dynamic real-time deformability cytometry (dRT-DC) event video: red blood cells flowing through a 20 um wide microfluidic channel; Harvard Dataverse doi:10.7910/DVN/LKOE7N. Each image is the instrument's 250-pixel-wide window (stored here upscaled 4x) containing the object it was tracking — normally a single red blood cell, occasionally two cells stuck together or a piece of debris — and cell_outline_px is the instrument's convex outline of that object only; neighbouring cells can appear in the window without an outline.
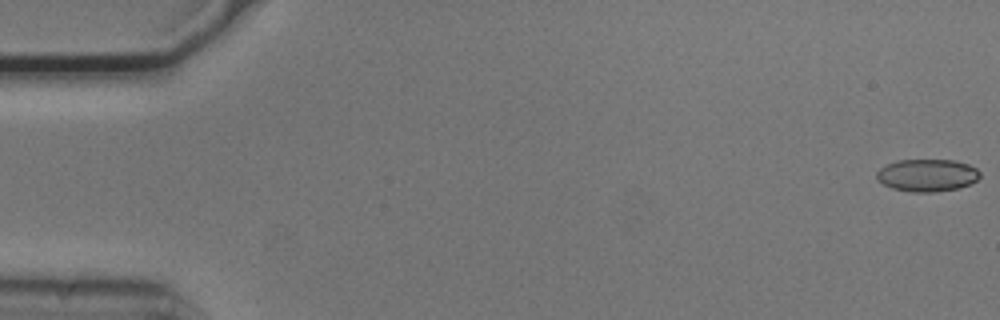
{"species": "common noctule bat (a hibernating species)", "species_latin": "Nyctalus noctula", "temperature_condition": "cold", "stored_images_in_passage": 12, "camera_frame_rate_fps": 3000, "um_per_image_px": 0.085, "animal": {"sex": "male", "body_mass_g": 20.5, "forearm_length_mm": 52.5}, "frame": {"image": 1, "passage_image": 1, "time_ms": 0.0, "image_size_px": [1000, 320], "cell_outline_px": [[980, 176], [976, 180], [960, 188], [936, 192], [912, 192], [892, 188], [876, 180], [876, 172], [880, 168], [888, 164], [900, 160], [952, 160], [968, 164], [976, 168], [980, 172]], "centroid_in_image_um": [78.8, 14.9], "position_along_channel_um": 6.2, "area_um2": 19.48}}